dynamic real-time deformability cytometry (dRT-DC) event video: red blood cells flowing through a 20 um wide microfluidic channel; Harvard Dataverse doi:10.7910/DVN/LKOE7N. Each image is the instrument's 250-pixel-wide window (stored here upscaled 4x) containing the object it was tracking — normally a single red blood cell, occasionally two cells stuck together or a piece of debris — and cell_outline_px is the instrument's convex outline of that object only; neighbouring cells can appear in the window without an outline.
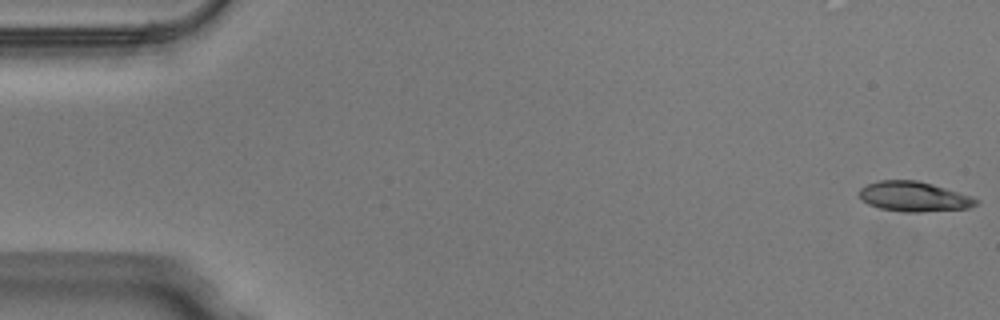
{"species": "Egyptian fruit bat (a non-hibernating species)", "species_latin": "Rousettus aegyptiacus", "temperature_condition": "warm", "stored_images_in_passage": 50, "camera_frame_rate_fps": 3000, "um_per_image_px": 0.085, "animal": {"sex": "male"}, "frame": {"image": 1, "passage_image": 1, "time_ms": 0.0, "image_size_px": [1000, 320], "cell_outline_px": [[980, 200], [976, 204], [968, 208], [920, 212], [904, 212], [880, 208], [868, 204], [860, 196], [860, 188], [868, 184], [880, 180], [916, 180], [932, 184], [972, 196]], "centroid_in_image_um": [77.7, 16.71], "position_along_channel_um": 7.3, "area_um2": 20.17}}
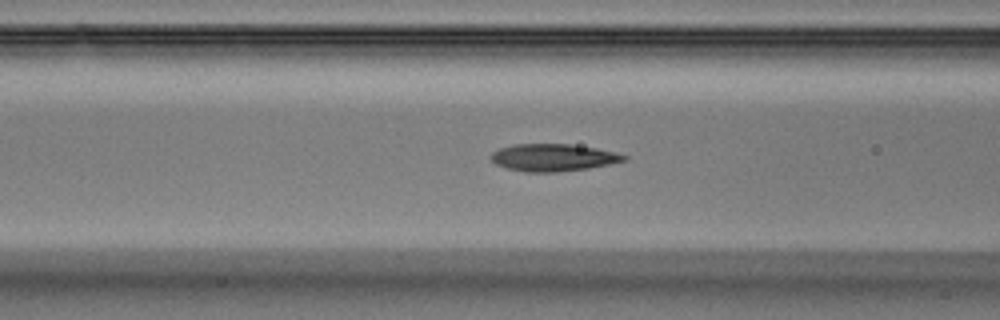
{"frame": {"image": 2, "passage_image": 20, "time_ms": 6.333, "image_size_px": [1000, 320], "cell_outline_px": [[628, 160], [588, 168], [556, 172], [528, 172], [508, 168], [496, 164], [492, 160], [492, 152], [500, 148], [516, 144], [568, 144], [596, 148], [616, 152], [628, 156]], "centroid_in_image_um": [47.05, 13.38], "position_along_channel_um": 119.5, "area_um2": 20.92}}
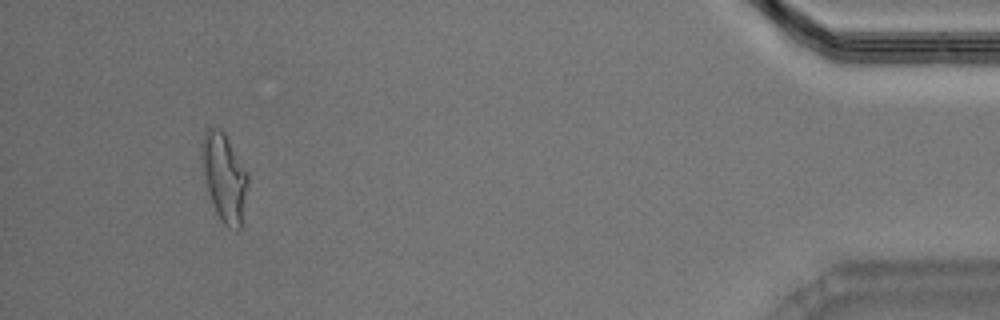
{"frame": {"image": 3, "passage_image": 47, "time_ms": 15.333, "image_size_px": [1000, 320], "cell_outline_px": [[248, 184], [240, 228], [236, 232], [228, 228], [224, 224], [216, 212], [204, 176], [200, 144], [208, 128], [220, 128], [224, 132], [248, 172]], "centroid_in_image_um": [19.08, 15.07], "position_along_channel_um": 416.1, "area_um2": 23.35}, "authors_computed_cell_mechanics": {"area_um2": 20.6924, "velocity_mm_per_s": 4.0418, "shape_relaxation_time_tau1_ms": null, "shape_relaxation_time_tau2_ms": 1.9178, "deformation_change_tau1": null, "deformation_change_tau2": 0.0981}}